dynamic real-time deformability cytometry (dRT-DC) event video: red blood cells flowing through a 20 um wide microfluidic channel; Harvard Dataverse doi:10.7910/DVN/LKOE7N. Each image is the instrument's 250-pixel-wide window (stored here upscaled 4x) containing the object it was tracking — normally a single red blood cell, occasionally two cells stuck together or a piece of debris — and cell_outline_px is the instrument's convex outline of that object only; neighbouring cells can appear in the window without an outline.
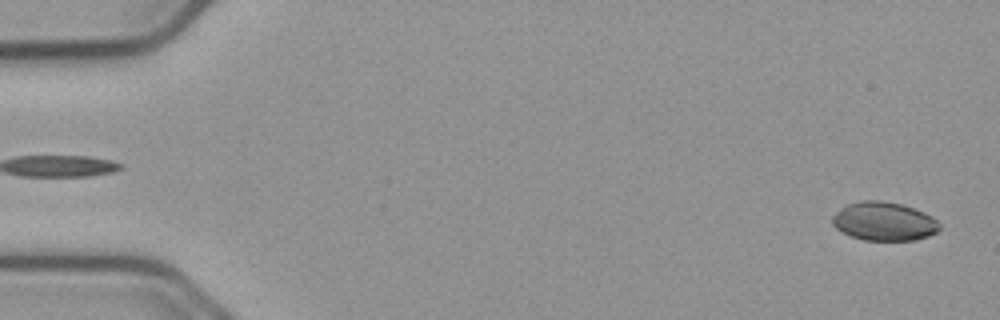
{"species": "common noctule bat (a hibernating species)", "species_latin": "Nyctalus noctula", "temperature_condition": "cold", "stored_images_in_passage": 55, "camera_frame_rate_fps": 3000, "um_per_image_px": 0.085, "animal": {"sex": "male", "body_mass_g": 23.1, "forearm_length_mm": 52.7}, "frame": {"image": 1, "passage_image": 2, "time_ms": 0.333, "image_size_px": [1000, 320], "cell_outline_px": [[940, 228], [936, 232], [928, 236], [916, 240], [864, 240], [852, 236], [836, 228], [832, 224], [832, 216], [840, 208], [848, 204], [860, 200], [880, 200], [900, 204], [924, 212], [932, 216], [940, 224]], "centroid_in_image_um": [75.14, 18.81], "position_along_channel_um": 9.9, "area_um2": 24.04}}
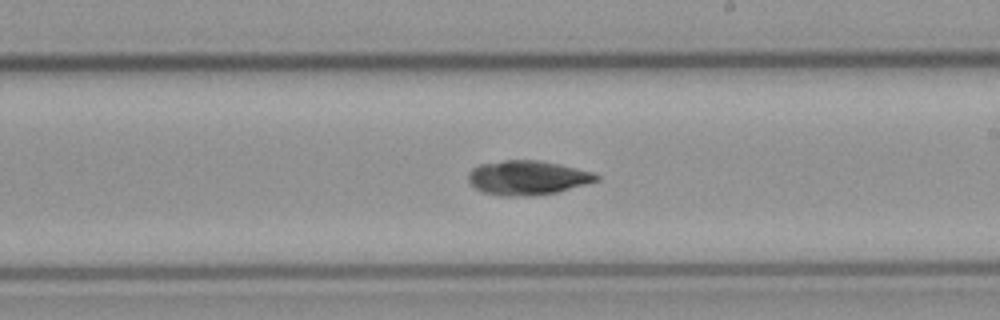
{"frame": {"image": 2, "passage_image": 32, "time_ms": 10.333, "image_size_px": [1000, 320], "cell_outline_px": [[600, 180], [556, 192], [532, 196], [500, 196], [484, 192], [476, 188], [468, 180], [468, 172], [476, 164], [504, 160], [540, 160], [560, 164], [592, 172], [600, 176]], "centroid_in_image_um": [44.81, 15.1], "position_along_channel_um": 244.2, "area_um2": 25.72}}
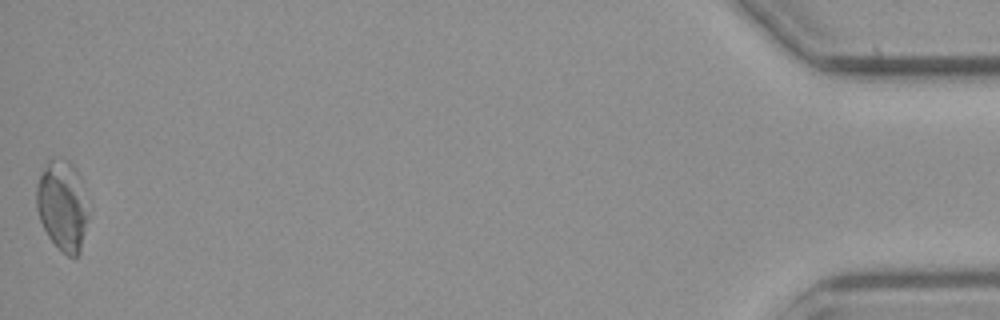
{"frame": {"image": 3, "passage_image": 55, "time_ms": 18.0, "image_size_px": [1000, 320], "cell_outline_px": [[88, 216], [80, 252], [76, 256], [68, 256], [48, 236], [40, 220], [36, 208], [36, 184], [48, 160], [68, 160], [76, 168]], "centroid_in_image_um": [5.27, 17.48], "position_along_channel_um": 429.9, "area_um2": 26.41}, "authors_computed_cell_mechanics": {"area_um2": 25.4898, "velocity_mm_per_s": 3.73, "shape_relaxation_time_tau1_ms": null, "shape_relaxation_time_tau2_ms": 4.0999, "deformation_change_tau1": null, "deformation_change_tau2": 0.0644}}